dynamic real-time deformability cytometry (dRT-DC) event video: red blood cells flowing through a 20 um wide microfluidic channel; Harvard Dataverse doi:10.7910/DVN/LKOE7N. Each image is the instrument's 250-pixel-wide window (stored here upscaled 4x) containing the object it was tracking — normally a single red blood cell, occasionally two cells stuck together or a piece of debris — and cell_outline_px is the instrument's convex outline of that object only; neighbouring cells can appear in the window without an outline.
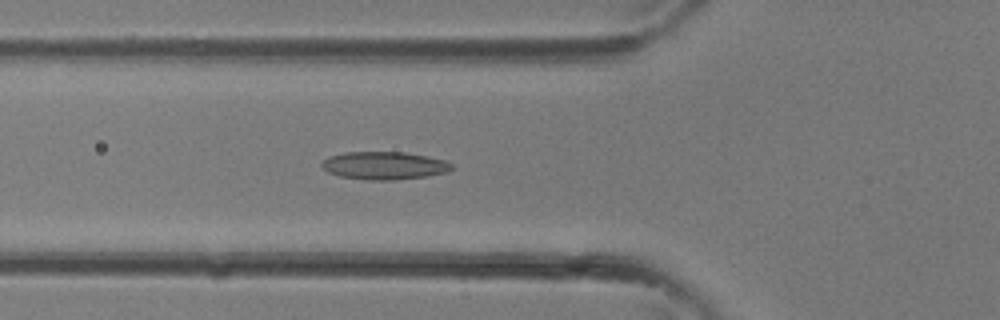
{"species": "common noctule bat (a hibernating species)", "species_latin": "Nyctalus noctula", "temperature_condition": "room temperature", "stored_images_in_passage": 33, "camera_frame_rate_fps": 3000, "um_per_image_px": 0.085, "animal": {"sex": "female"}, "frame": {"image": 1, "passage_image": 12, "time_ms": 3.667, "image_size_px": [1000, 320], "cell_outline_px": [[452, 168], [448, 172], [424, 176], [396, 180], [368, 180], [340, 176], [328, 172], [320, 168], [320, 164], [328, 156], [344, 152], [404, 152], [428, 156], [444, 160], [452, 164]], "centroid_in_image_um": [32.62, 14.07], "position_along_channel_um": 93.2, "area_um2": 21.15}}
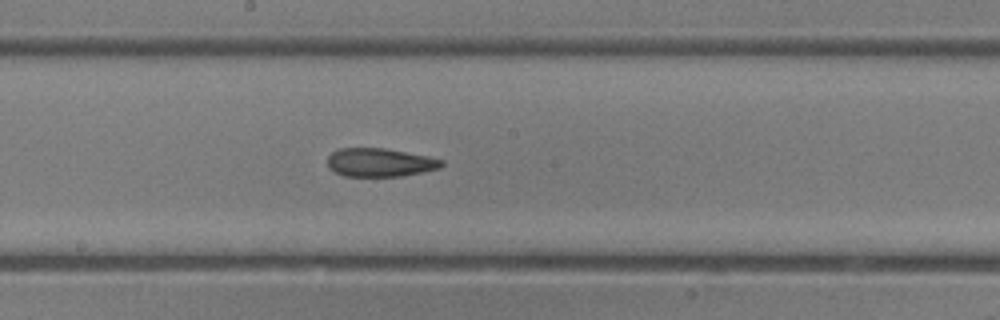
{"frame": {"image": 2, "passage_image": 18, "time_ms": 5.667, "image_size_px": [1000, 320], "cell_outline_px": [[444, 164], [440, 168], [404, 176], [344, 176], [328, 168], [328, 156], [332, 152], [340, 148], [384, 148], [428, 156], [444, 160]], "centroid_in_image_um": [32.3, 13.81], "position_along_channel_um": 215.9, "area_um2": 18.96}}
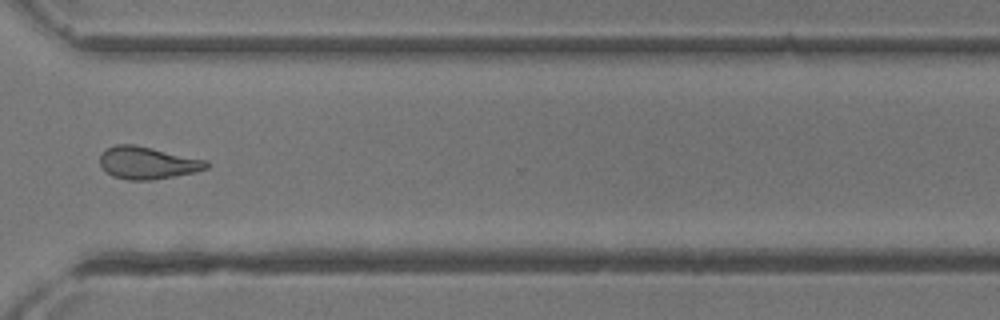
{"frame": {"image": 3, "passage_image": 25, "time_ms": 8.0, "image_size_px": [1000, 320], "cell_outline_px": [[208, 168], [196, 172], [152, 180], [128, 180], [112, 176], [100, 164], [100, 156], [108, 148], [116, 144], [136, 144], [208, 160]], "centroid_in_image_um": [12.57, 13.84], "position_along_channel_um": 358.0, "area_um2": 20.11}}